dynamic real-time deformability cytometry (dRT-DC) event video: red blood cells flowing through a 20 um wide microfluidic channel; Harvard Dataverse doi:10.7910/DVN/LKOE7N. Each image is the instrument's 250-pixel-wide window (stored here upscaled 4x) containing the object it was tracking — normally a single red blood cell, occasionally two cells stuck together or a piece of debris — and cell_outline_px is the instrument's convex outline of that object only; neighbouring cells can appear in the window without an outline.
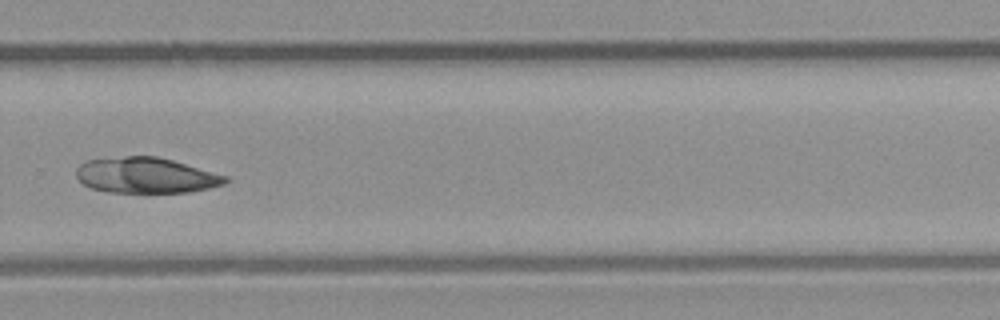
{"species": "common noctule bat (a hibernating species)", "species_latin": "Nyctalus noctula", "temperature_condition": "room temperature", "stored_images_in_passage": 34, "camera_frame_rate_fps": 3000, "um_per_image_px": 0.085, "animal": {"sex": "male", "body_mass_g": 23.1, "forearm_length_mm": 52.7}, "frame": {"image": 1, "passage_image": 32, "time_ms": 10.333, "image_size_px": [1000, 320], "cell_outline_px": [[228, 180], [224, 184], [192, 192], [108, 192], [92, 188], [84, 184], [76, 176], [76, 168], [84, 160], [124, 156], [156, 156], [172, 160], [228, 176]], "centroid_in_image_um": [12.39, 14.9], "position_along_channel_um": 317.4, "area_um2": 30.92}}